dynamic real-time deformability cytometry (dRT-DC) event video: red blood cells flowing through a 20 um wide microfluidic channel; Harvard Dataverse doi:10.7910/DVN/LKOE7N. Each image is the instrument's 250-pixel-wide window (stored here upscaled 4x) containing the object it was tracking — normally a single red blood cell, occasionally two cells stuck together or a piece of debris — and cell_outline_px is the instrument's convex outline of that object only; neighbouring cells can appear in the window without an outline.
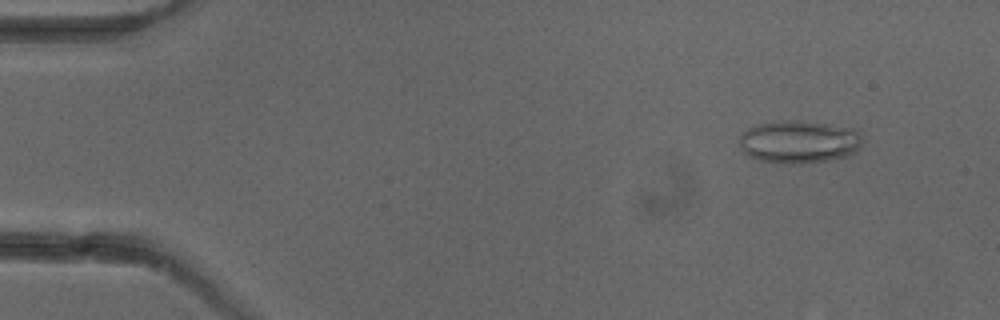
{"species": "common noctule bat (a hibernating species)", "species_latin": "Nyctalus noctula", "temperature_condition": "cold", "stored_images_in_passage": 6, "camera_frame_rate_fps": 3000, "um_per_image_px": 0.085, "animal": {"sex": "female"}, "frame": {"image": 1, "passage_image": 2, "time_ms": 1.333, "image_size_px": [1000, 320], "cell_outline_px": [[864, 136], [860, 148], [848, 156], [828, 160], [800, 164], [776, 164], [760, 160], [748, 156], [740, 148], [740, 136], [748, 128], [756, 124], [784, 120], [800, 120], [856, 128]], "centroid_in_image_um": [67.95, 12.06], "position_along_channel_um": 17.1, "area_um2": 31.27}}